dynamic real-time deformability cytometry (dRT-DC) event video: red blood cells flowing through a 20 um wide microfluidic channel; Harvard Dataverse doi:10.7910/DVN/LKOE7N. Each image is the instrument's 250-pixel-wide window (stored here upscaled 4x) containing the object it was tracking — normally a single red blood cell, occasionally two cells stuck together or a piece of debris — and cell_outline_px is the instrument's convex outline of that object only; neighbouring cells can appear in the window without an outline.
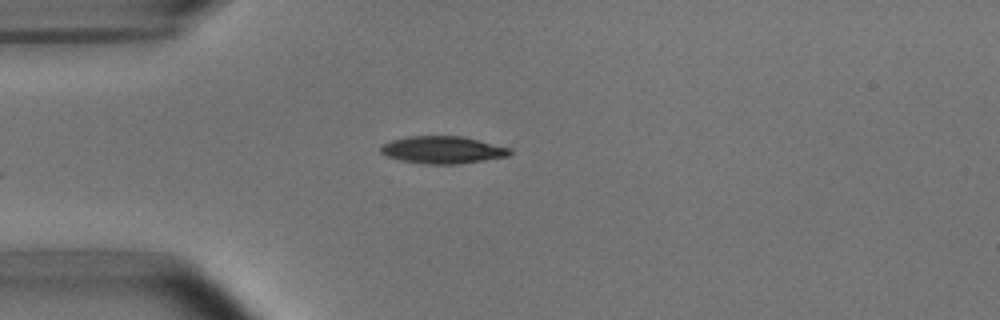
{"species": "common noctule bat (a hibernating species)", "species_latin": "Nyctalus noctula", "temperature_condition": "room temperature", "stored_images_in_passage": 2, "camera_frame_rate_fps": 3000, "um_per_image_px": 0.085, "animal": {"sex": "male", "body_mass_g": 15.6}, "frame": {"image": 1, "passage_image": 2, "time_ms": 1.333, "image_size_px": [1000, 320], "cell_outline_px": [[512, 152], [508, 156], [456, 164], [424, 164], [400, 160], [388, 156], [380, 152], [380, 144], [388, 140], [408, 136], [460, 136], [512, 148]], "centroid_in_image_um": [37.57, 12.73], "position_along_channel_um": 47.4, "area_um2": 20.58}}